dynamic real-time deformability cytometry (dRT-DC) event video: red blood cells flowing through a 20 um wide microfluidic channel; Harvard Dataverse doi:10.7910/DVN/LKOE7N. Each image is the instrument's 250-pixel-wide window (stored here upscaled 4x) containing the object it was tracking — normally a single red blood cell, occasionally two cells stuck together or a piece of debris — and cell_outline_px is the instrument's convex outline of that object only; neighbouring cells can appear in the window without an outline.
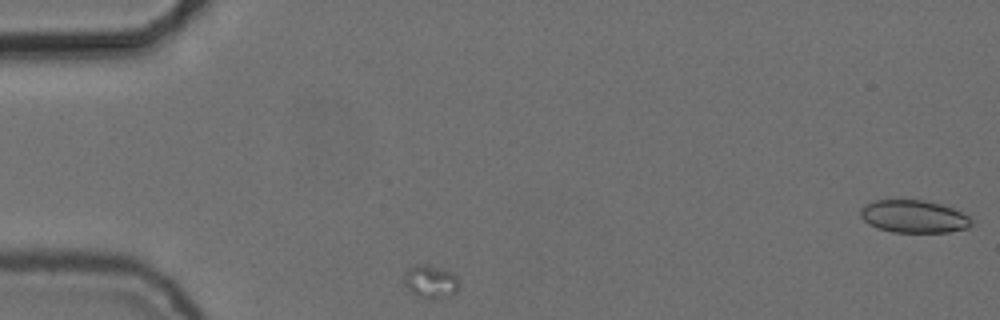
{"species": "common noctule bat (a hibernating species)", "species_latin": "Nyctalus noctula", "temperature_condition": "cold", "stored_images_in_passage": 11, "camera_frame_rate_fps": 3000, "um_per_image_px": 0.085, "animal": {"sex": "female", "body_mass_g": 24.6, "forearm_length_mm": 56.2}, "frame": {"image": 1, "passage_image": 1, "time_ms": 0.0, "image_size_px": [1000, 320], "cell_outline_px": [[460, 284], [456, 292], [432, 300], [424, 300], [412, 292], [404, 284], [404, 272], [408, 268], [420, 264], [424, 264], [452, 272], [456, 276]], "centroid_in_image_um": [36.58, 23.95], "position_along_channel_um": 48.4, "area_um2": 10.58}}